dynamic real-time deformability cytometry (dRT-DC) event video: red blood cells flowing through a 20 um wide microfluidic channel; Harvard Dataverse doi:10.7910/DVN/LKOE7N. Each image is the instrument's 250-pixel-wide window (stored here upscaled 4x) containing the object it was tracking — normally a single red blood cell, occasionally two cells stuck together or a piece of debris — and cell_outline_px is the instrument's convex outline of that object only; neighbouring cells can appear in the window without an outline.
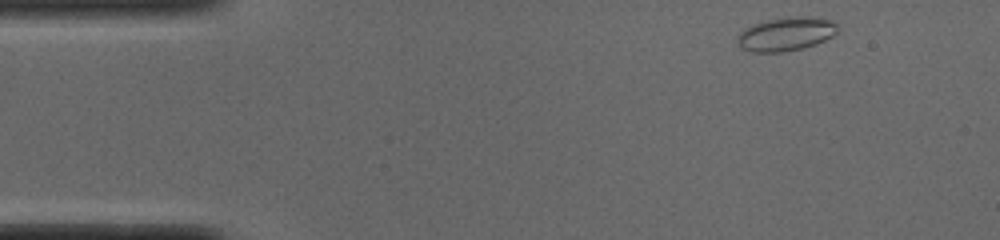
{"species": "common noctule bat (a hibernating species)", "species_latin": "Nyctalus noctula", "temperature_condition": "cold", "stored_images_in_passage": 47, "camera_frame_rate_fps": 3000, "um_per_image_px": 0.085, "animal": {"sex": "male", "body_mass_g": 19.0, "forearm_length_mm": 50.8}, "frame": {"image": 1, "passage_image": 1, "time_ms": 0.0, "image_size_px": [1000, 240], "cell_outline_px": [[840, 28], [832, 36], [816, 44], [804, 48], [780, 52], [752, 52], [740, 48], [736, 40], [740, 32], [744, 28], [752, 24], [768, 20], [788, 16], [800, 16], [828, 20], [836, 24]], "centroid_in_image_um": [66.76, 2.9], "position_along_channel_um": 18.2, "area_um2": 19.65}}
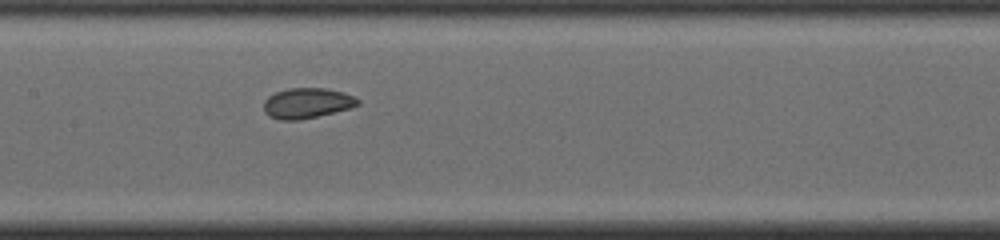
{"frame": {"image": 2, "passage_image": 20, "time_ms": 6.333, "image_size_px": [1000, 240], "cell_outline_px": [[360, 104], [348, 108], [316, 116], [296, 120], [280, 120], [268, 116], [264, 112], [264, 100], [268, 96], [276, 92], [288, 88], [324, 88], [344, 92], [360, 100]], "centroid_in_image_um": [26.05, 8.76], "position_along_channel_um": 181.3, "area_um2": 16.47}}
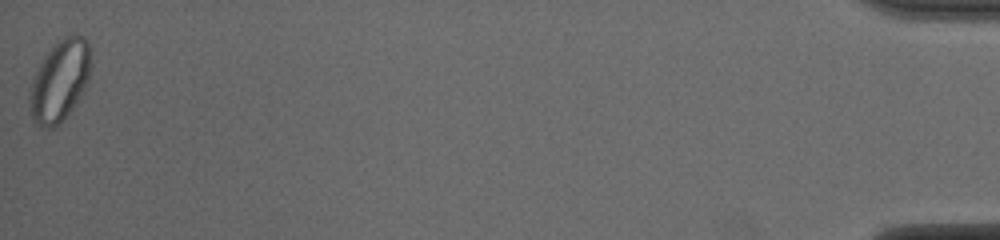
{"frame": {"image": 3, "passage_image": 47, "time_ms": 15.333, "image_size_px": [1000, 240], "cell_outline_px": [[92, 68], [88, 80], [80, 96], [68, 112], [52, 128], [44, 128], [32, 116], [28, 100], [28, 96], [32, 80], [44, 56], [60, 40], [76, 32], [84, 36], [88, 40], [92, 48]], "centroid_in_image_um": [5.13, 6.77], "position_along_channel_um": 430.1, "area_um2": 28.73}, "authors_computed_cell_mechanics": {"area_um2": 17.3978, "velocity_mm_per_s": 3.873, "shape_relaxation_time_tau1_ms": null, "shape_relaxation_time_tau2_ms": 0.7794, "deformation_change_tau1": null, "deformation_change_tau2": 0.0476}}